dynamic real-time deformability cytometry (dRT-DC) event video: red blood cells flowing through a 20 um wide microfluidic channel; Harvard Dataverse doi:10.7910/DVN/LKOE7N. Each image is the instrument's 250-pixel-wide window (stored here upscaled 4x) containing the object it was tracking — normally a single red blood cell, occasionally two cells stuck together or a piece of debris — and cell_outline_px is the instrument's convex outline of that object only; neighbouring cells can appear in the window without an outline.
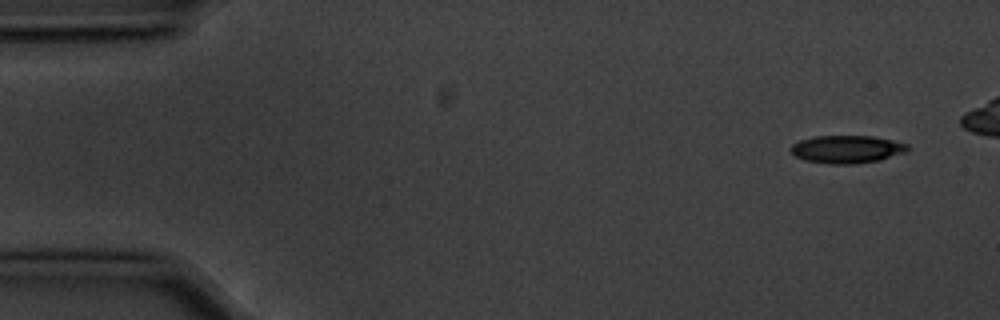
{"species": "common noctule bat (a hibernating species)", "species_latin": "Nyctalus noctula", "temperature_condition": "cold", "stored_images_in_passage": 11, "camera_frame_rate_fps": 3000, "um_per_image_px": 0.085, "animal": {"sex": "male", "body_mass_g": 20.1, "forearm_length_mm": 53.5}, "frame": {"image": 1, "passage_image": 1, "time_ms": 0.0, "image_size_px": [1000, 320], "cell_outline_px": [[908, 152], [880, 160], [852, 164], [828, 164], [804, 160], [796, 156], [792, 152], [792, 144], [800, 140], [812, 136], [872, 136], [892, 140], [908, 144]], "centroid_in_image_um": [72.0, 12.69], "position_along_channel_um": 13.0, "area_um2": 18.96}}